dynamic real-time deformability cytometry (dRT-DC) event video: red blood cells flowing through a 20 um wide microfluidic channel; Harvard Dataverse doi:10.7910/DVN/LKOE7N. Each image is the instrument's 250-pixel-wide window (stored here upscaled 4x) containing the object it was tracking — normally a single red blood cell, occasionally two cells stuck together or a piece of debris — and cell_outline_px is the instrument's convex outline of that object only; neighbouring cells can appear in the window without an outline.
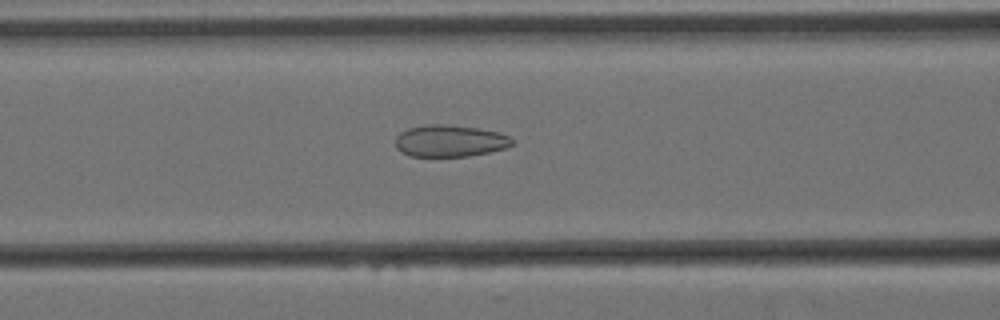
{"species": "Egyptian fruit bat (a non-hibernating species)", "species_latin": "Rousettus aegyptiacus", "temperature_condition": "cold", "stored_images_in_passage": 46, "camera_frame_rate_fps": 3000, "um_per_image_px": 0.085, "animal": {"sex": "female"}, "frame": {"image": 1, "passage_image": 11, "time_ms": 3.333, "image_size_px": [1000, 320], "cell_outline_px": [[512, 144], [508, 148], [468, 156], [408, 156], [400, 152], [396, 148], [396, 136], [400, 132], [408, 128], [424, 124], [448, 124], [480, 128], [500, 132], [508, 136], [512, 140]], "centroid_in_image_um": [38.22, 11.96], "position_along_channel_um": 128.4, "area_um2": 21.91}}
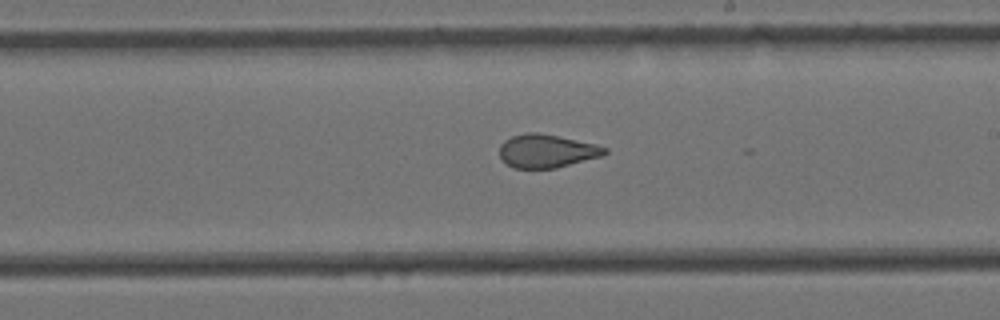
{"frame": {"image": 2, "passage_image": 21, "time_ms": 6.667, "image_size_px": [1000, 320], "cell_outline_px": [[608, 152], [604, 156], [556, 168], [512, 168], [500, 160], [500, 144], [504, 140], [512, 136], [528, 132], [536, 132], [596, 144], [608, 148]], "centroid_in_image_um": [46.47, 12.85], "position_along_channel_um": 242.5, "area_um2": 20.58}}
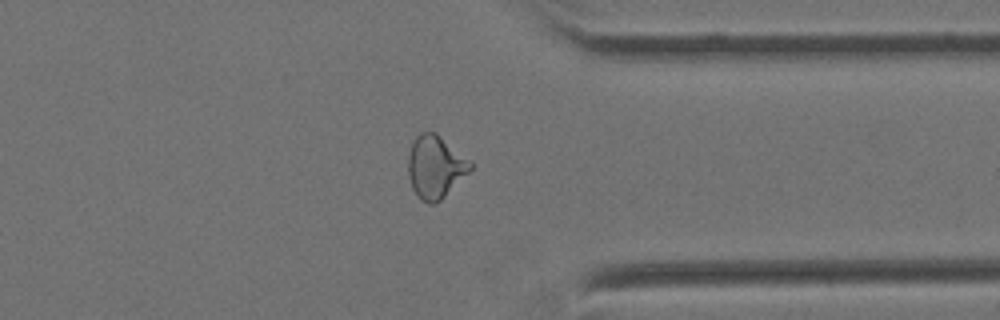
{"frame": {"image": 3, "passage_image": 33, "time_ms": 10.667, "image_size_px": [1000, 320], "cell_outline_px": [[472, 168], [440, 200], [432, 204], [428, 204], [420, 200], [412, 188], [408, 176], [408, 156], [412, 140], [420, 132], [436, 132], [468, 160], [472, 164]], "centroid_in_image_um": [36.94, 14.18], "position_along_channel_um": 374.5, "area_um2": 22.43}, "authors_computed_cell_mechanics": {"area_um2": 21.9062, "velocity_mm_per_s": 3.4411, "shape_relaxation_time_tau1_ms": null, "shape_relaxation_time_tau2_ms": 1.7208, "deformation_change_tau1": null, "deformation_change_tau2": 0.0907}}